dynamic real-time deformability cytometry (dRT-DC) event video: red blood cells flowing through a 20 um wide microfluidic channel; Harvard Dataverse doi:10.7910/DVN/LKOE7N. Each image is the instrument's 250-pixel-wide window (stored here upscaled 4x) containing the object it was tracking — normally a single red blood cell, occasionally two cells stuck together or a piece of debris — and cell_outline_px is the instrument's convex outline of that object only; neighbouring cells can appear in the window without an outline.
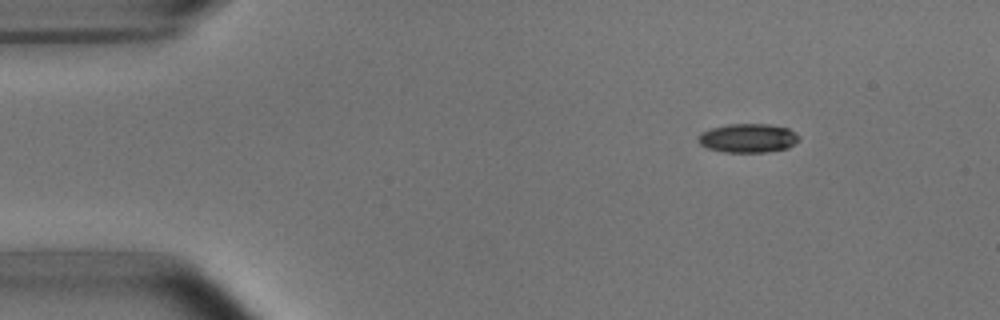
{"species": "common noctule bat (a hibernating species)", "species_latin": "Nyctalus noctula", "temperature_condition": "room temperature", "stored_images_in_passage": 3, "camera_frame_rate_fps": 3000, "um_per_image_px": 0.085, "animal": {"sex": "male", "body_mass_g": 15.6}, "frame": {"image": 1, "passage_image": 1, "time_ms": 0.0, "image_size_px": [1000, 320], "cell_outline_px": [[800, 140], [788, 148], [768, 152], [724, 152], [708, 148], [700, 144], [696, 140], [704, 132], [712, 128], [728, 124], [768, 124], [788, 128], [796, 132], [800, 136]], "centroid_in_image_um": [63.63, 11.74], "position_along_channel_um": 21.4, "area_um2": 16.99}}